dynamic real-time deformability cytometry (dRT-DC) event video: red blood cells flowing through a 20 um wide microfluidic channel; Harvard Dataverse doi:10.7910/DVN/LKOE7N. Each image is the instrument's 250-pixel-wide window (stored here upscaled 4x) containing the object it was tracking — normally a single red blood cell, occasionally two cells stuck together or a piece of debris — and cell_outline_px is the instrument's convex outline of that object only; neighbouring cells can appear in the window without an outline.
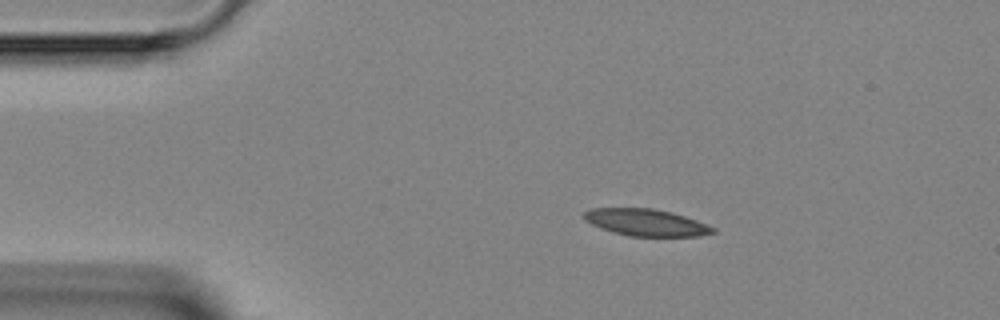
{"species": "Egyptian fruit bat (a non-hibernating species)", "species_latin": "Rousettus aegyptiacus", "temperature_condition": "room temperature", "stored_images_in_passage": 2, "camera_frame_rate_fps": 3000, "um_per_image_px": 0.085, "animal": {"sex": "female"}, "frame": {"image": 1, "passage_image": 1, "time_ms": 0.0, "image_size_px": [1000, 320], "cell_outline_px": [[716, 232], [700, 236], [628, 236], [612, 232], [600, 228], [584, 220], [584, 212], [592, 208], [652, 208], [672, 212], [696, 220], [716, 228]], "centroid_in_image_um": [54.91, 18.91], "position_along_channel_um": 30.1, "area_um2": 20.23}}